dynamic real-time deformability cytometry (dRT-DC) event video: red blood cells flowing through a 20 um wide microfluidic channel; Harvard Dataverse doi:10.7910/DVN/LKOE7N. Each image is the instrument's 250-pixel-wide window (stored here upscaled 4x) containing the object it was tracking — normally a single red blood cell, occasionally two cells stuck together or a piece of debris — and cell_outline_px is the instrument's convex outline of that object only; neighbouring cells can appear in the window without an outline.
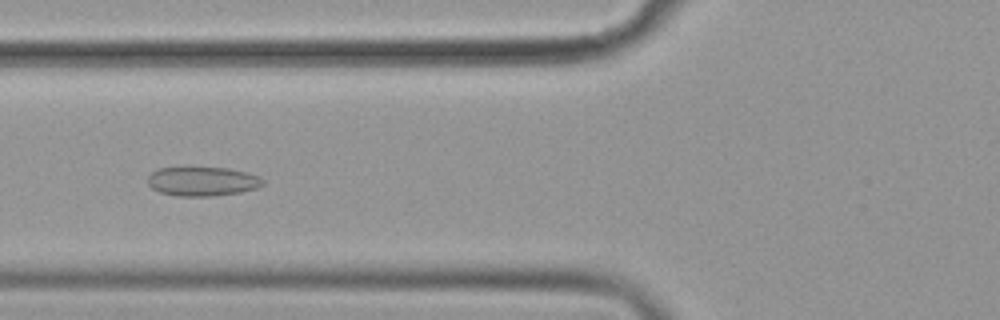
{"species": "common noctule bat (a hibernating species)", "species_latin": "Nyctalus noctula", "temperature_condition": "cold", "stored_images_in_passage": 41, "camera_frame_rate_fps": 3000, "um_per_image_px": 0.085, "animal": {"sex": "female", "body_mass_g": 19.9}, "frame": {"image": 1, "passage_image": 7, "time_ms": 2.0, "image_size_px": [1000, 320], "cell_outline_px": [[264, 184], [256, 188], [240, 192], [216, 196], [176, 196], [160, 192], [152, 188], [148, 184], [148, 176], [152, 172], [160, 168], [228, 168], [260, 176], [264, 180]], "centroid_in_image_um": [17.21, 15.43], "position_along_channel_um": 108.6, "area_um2": 19.48}}
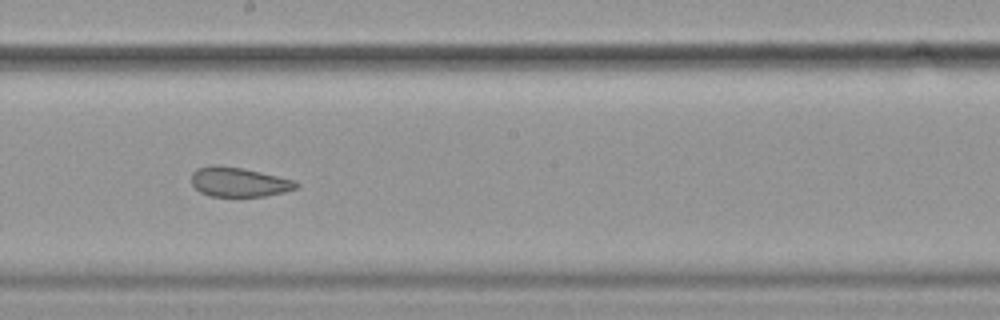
{"frame": {"image": 2, "passage_image": 17, "time_ms": 5.333, "image_size_px": [1000, 320], "cell_outline_px": [[300, 184], [296, 188], [284, 192], [264, 196], [208, 196], [200, 192], [192, 184], [192, 172], [196, 168], [216, 164], [240, 168], [260, 172], [296, 180]], "centroid_in_image_um": [20.29, 15.47], "position_along_channel_um": 227.9, "area_um2": 17.98}}
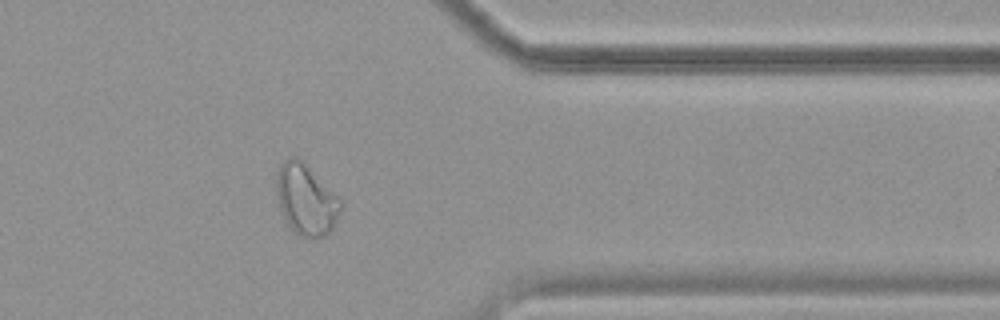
{"frame": {"image": 3, "passage_image": 31, "time_ms": 10.0, "image_size_px": [1000, 320], "cell_outline_px": [[344, 204], [332, 228], [324, 236], [312, 240], [300, 236], [288, 224], [280, 208], [276, 196], [276, 172], [280, 164], [284, 160], [292, 156], [296, 156], [340, 196]], "centroid_in_image_um": [26.03, 16.96], "position_along_channel_um": 385.4, "area_um2": 26.76}, "authors_computed_cell_mechanics": {"area_um2": 19.652, "velocity_mm_per_s": 3.5859, "shape_relaxation_time_tau1_ms": null, "shape_relaxation_time_tau2_ms": 1.6052, "deformation_change_tau1": null, "deformation_change_tau2": 0.0698}}